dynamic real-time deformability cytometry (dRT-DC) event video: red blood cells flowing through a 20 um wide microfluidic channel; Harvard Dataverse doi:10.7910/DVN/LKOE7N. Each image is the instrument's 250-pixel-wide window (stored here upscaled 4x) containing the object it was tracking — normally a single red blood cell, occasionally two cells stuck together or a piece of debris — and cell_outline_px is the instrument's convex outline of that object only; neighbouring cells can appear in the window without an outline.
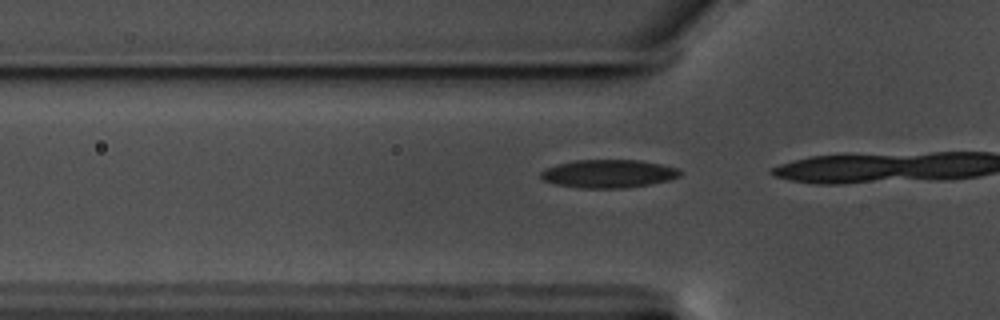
{"species": "common noctule bat (a hibernating species)", "species_latin": "Nyctalus noctula", "temperature_condition": "warm", "stored_images_in_passage": 4, "camera_frame_rate_fps": 3000, "um_per_image_px": 0.085, "animal": {"sex": "male", "body_mass_g": 17.5, "forearm_length_mm": 52.3}, "frame": {"image": 1, "passage_image": 2, "time_ms": 0.333, "image_size_px": [1000, 320], "cell_outline_px": [[680, 176], [668, 180], [648, 184], [624, 188], [580, 188], [556, 184], [544, 180], [540, 176], [540, 172], [556, 164], [576, 160], [640, 160], [680, 168]], "centroid_in_image_um": [51.72, 14.76], "position_along_channel_um": 74.1, "area_um2": 22.72}}